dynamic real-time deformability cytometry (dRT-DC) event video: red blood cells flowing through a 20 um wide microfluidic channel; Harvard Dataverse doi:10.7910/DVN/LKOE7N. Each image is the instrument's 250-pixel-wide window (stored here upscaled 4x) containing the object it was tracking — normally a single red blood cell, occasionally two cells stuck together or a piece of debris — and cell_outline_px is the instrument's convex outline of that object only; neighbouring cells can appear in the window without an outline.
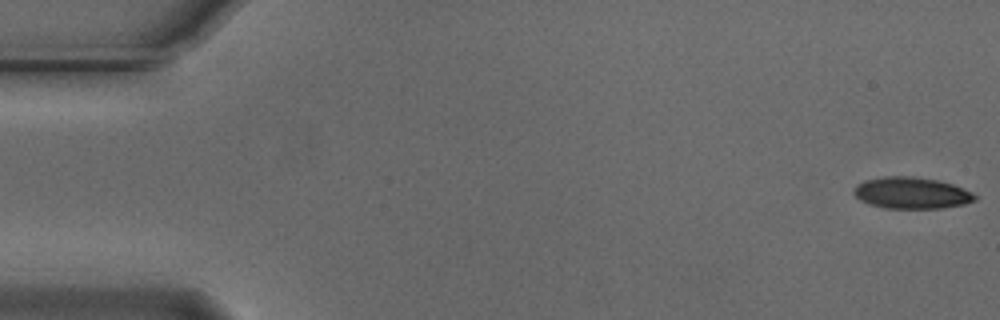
{"species": "Egyptian fruit bat (a non-hibernating species)", "species_latin": "Rousettus aegyptiacus", "temperature_condition": "cold", "stored_images_in_passage": 54, "camera_frame_rate_fps": 3000, "um_per_image_px": 0.085, "animal": {"sex": "male"}, "frame": {"image": 1, "passage_image": 1, "time_ms": 0.0, "image_size_px": [1000, 320], "cell_outline_px": [[976, 200], [964, 204], [944, 208], [884, 208], [860, 200], [852, 192], [856, 184], [864, 180], [884, 176], [912, 176], [936, 180], [952, 184], [972, 192], [976, 196]], "centroid_in_image_um": [77.46, 16.4], "position_along_channel_um": 7.5, "area_um2": 22.2}}
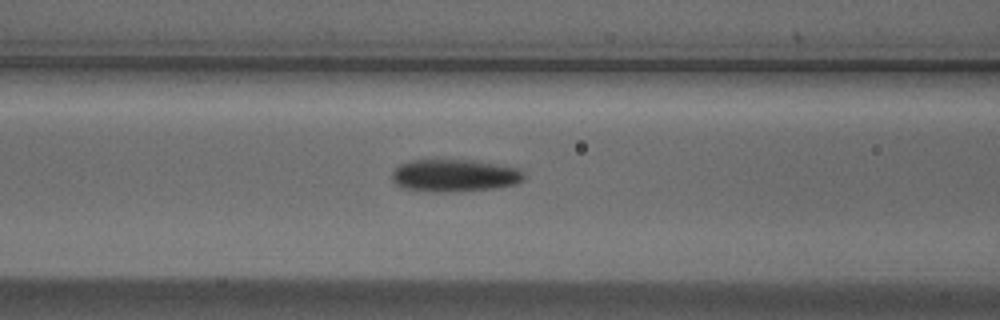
{"frame": {"image": 2, "passage_image": 22, "time_ms": 7.0, "image_size_px": [1000, 320], "cell_outline_px": [[524, 180], [516, 184], [496, 188], [452, 192], [432, 192], [404, 188], [396, 184], [392, 180], [392, 172], [400, 164], [408, 160], [436, 156], [472, 160], [520, 168], [524, 172]], "centroid_in_image_um": [38.6, 14.87], "position_along_channel_um": 128.0, "area_um2": 26.07}}
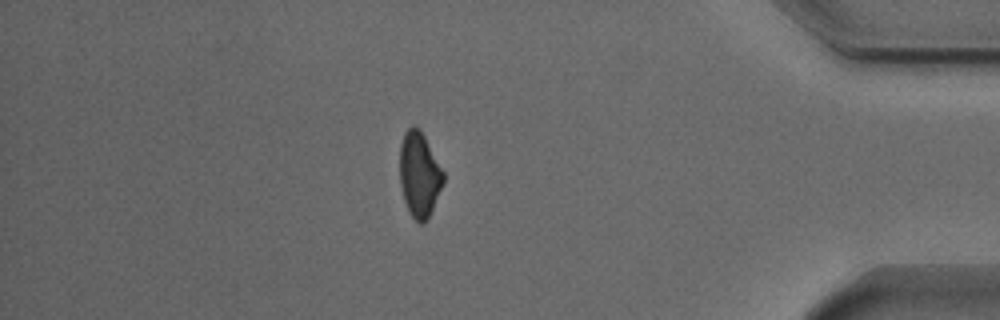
{"frame": {"image": 3, "passage_image": 47, "time_ms": 15.333, "image_size_px": [1000, 320], "cell_outline_px": [[444, 184], [428, 216], [420, 224], [408, 212], [404, 200], [400, 184], [400, 144], [404, 132], [412, 124], [416, 124], [420, 128], [444, 172]], "centroid_in_image_um": [35.63, 14.77], "position_along_channel_um": 399.6, "area_um2": 21.62}, "authors_computed_cell_mechanics": {"area_um2": 23.0622, "velocity_mm_per_s": 3.7445, "shape_relaxation_time_tau1_ms": 2.4313, "shape_relaxation_time_tau2_ms": null, "deformation_change_tau1": 0.1037, "deformation_change_tau2": null}}